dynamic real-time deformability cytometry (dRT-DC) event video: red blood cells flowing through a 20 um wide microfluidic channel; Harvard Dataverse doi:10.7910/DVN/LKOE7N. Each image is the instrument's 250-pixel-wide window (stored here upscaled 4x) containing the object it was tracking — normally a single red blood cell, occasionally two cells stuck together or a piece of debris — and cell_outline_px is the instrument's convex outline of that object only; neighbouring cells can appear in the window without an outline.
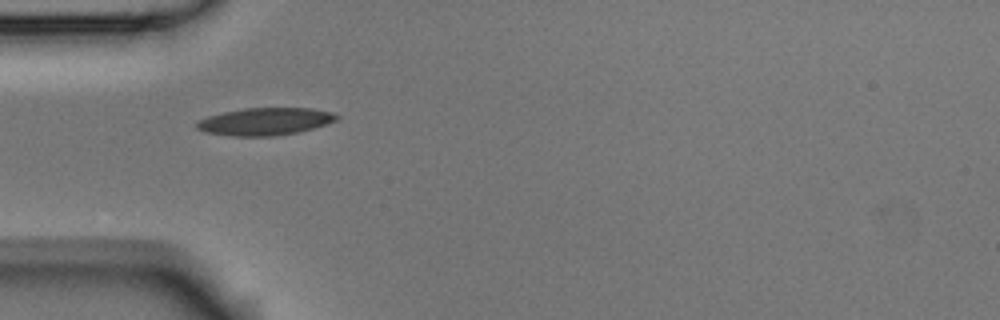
{"species": "Egyptian fruit bat (a non-hibernating species)", "species_latin": "Rousettus aegyptiacus", "temperature_condition": "room temperature", "stored_images_in_passage": 6, "camera_frame_rate_fps": 3000, "um_per_image_px": 0.085, "animal": {"sex": "male"}, "frame": {"image": 1, "passage_image": 5, "time_ms": 1.333, "image_size_px": [1000, 320], "cell_outline_px": [[340, 116], [336, 120], [312, 128], [296, 132], [272, 136], [232, 136], [208, 132], [196, 128], [196, 124], [200, 120], [208, 116], [224, 112], [244, 108], [312, 108], [332, 112]], "centroid_in_image_um": [22.54, 10.32], "position_along_channel_um": 62.5, "area_um2": 22.02}}
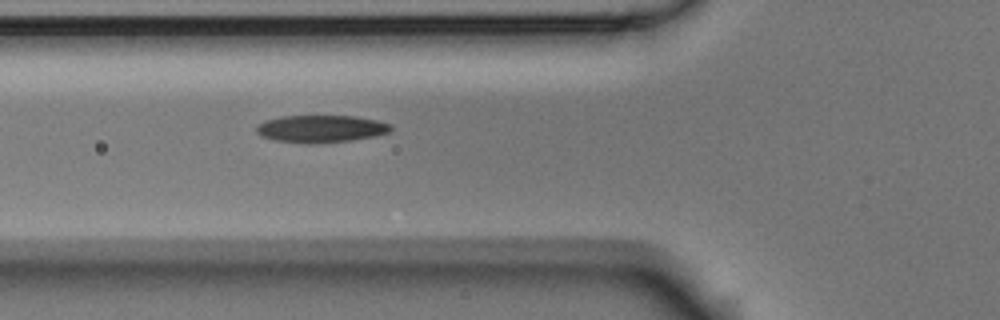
{"frame": {"image": 2, "passage_image": 6, "time_ms": 1.667, "image_size_px": [1000, 320], "cell_outline_px": [[392, 128], [388, 132], [372, 136], [352, 140], [312, 144], [308, 144], [272, 140], [260, 136], [256, 132], [256, 128], [264, 120], [280, 116], [352, 116], [376, 120], [392, 124]], "centroid_in_image_um": [27.23, 10.95], "position_along_channel_um": 98.6, "area_um2": 21.44}}